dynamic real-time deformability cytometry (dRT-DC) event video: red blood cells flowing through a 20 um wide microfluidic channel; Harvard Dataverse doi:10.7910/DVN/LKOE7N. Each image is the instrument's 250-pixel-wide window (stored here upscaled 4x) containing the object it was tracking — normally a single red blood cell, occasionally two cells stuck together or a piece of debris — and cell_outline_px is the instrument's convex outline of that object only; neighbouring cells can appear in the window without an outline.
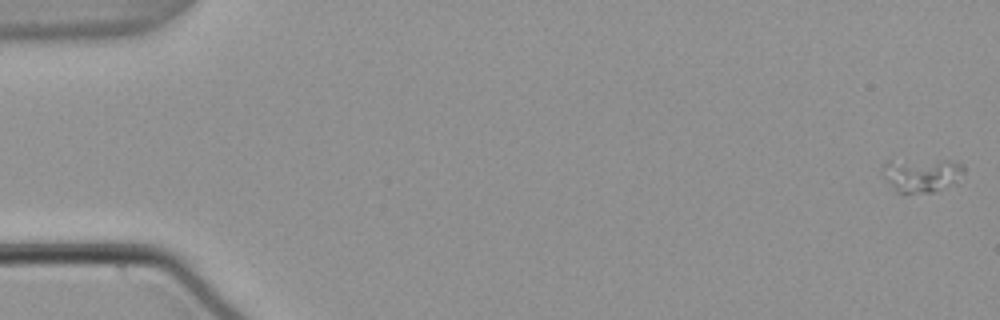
{"species": "common noctule bat (a hibernating species)", "species_latin": "Nyctalus noctula", "temperature_condition": "warm", "stored_images_in_passage": 56, "camera_frame_rate_fps": 3000, "um_per_image_px": 0.085, "animal": {"sex": "male", "body_mass_g": 21.5, "forearm_length_mm": 52.0}, "frame": {"image": 1, "passage_image": 1, "time_ms": 0.0, "image_size_px": [1000, 320], "cell_outline_px": [[964, 172], [952, 180], [932, 192], [896, 192], [880, 176], [880, 168], [888, 160], [948, 160], [964, 164]], "centroid_in_image_um": [78.17, 14.83], "position_along_channel_um": 6.8, "area_um2": 15.78}}
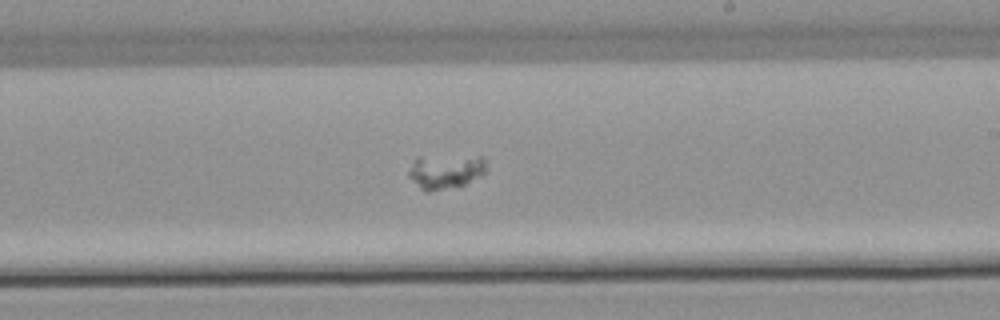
{"frame": {"image": 2, "passage_image": 33, "time_ms": 10.667, "image_size_px": [1000, 320], "cell_outline_px": [[484, 172], [480, 176], [464, 184], [428, 192], [424, 192], [408, 176], [408, 172], [416, 156], [484, 156]], "centroid_in_image_um": [37.82, 14.55], "position_along_channel_um": 251.2, "area_um2": 15.43}}
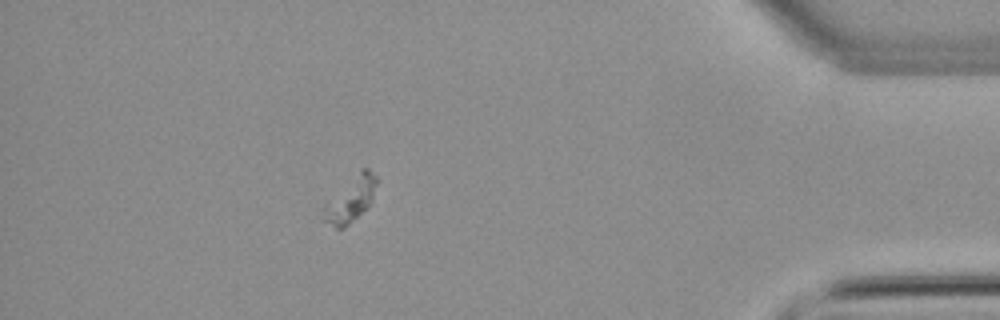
{"frame": {"image": 3, "passage_image": 49, "time_ms": 16.0, "image_size_px": [1000, 320], "cell_outline_px": [[376, 184], [372, 200], [368, 208], [344, 228], [336, 228], [320, 220], [324, 204], [364, 168], [368, 168], [376, 176]], "centroid_in_image_um": [29.77, 17.03], "position_along_channel_um": 405.4, "area_um2": 13.64}}